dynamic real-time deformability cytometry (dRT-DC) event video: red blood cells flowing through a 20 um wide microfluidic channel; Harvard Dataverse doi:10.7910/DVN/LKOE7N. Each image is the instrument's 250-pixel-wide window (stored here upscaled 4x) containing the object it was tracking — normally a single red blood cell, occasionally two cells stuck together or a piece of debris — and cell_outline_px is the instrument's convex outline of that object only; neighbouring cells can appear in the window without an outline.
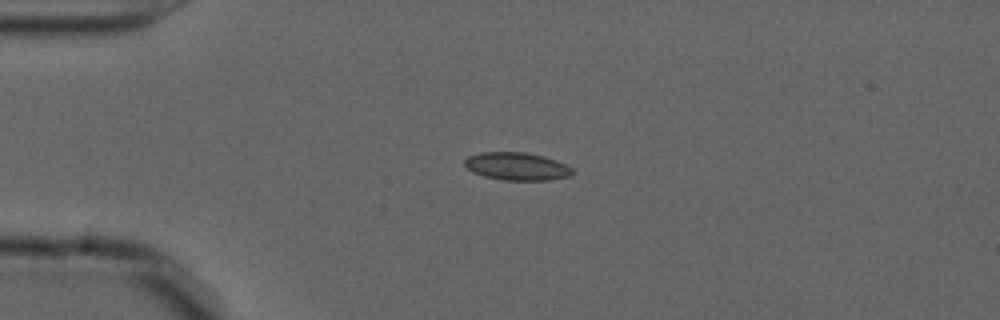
{"species": "common noctule bat (a hibernating species)", "species_latin": "Nyctalus noctula", "temperature_condition": "cold", "stored_images_in_passage": 43, "camera_frame_rate_fps": 3000, "um_per_image_px": 0.085, "animal": {"sex": "male", "forearm_length_mm": 52.5}, "frame": {"image": 1, "passage_image": 1, "time_ms": 0.0, "image_size_px": [1000, 320], "cell_outline_px": [[572, 176], [548, 180], [504, 180], [484, 176], [472, 172], [464, 164], [464, 160], [468, 156], [480, 152], [524, 152], [544, 156], [556, 160], [572, 168]], "centroid_in_image_um": [43.92, 14.13], "position_along_channel_um": 41.1, "area_um2": 17.46}}
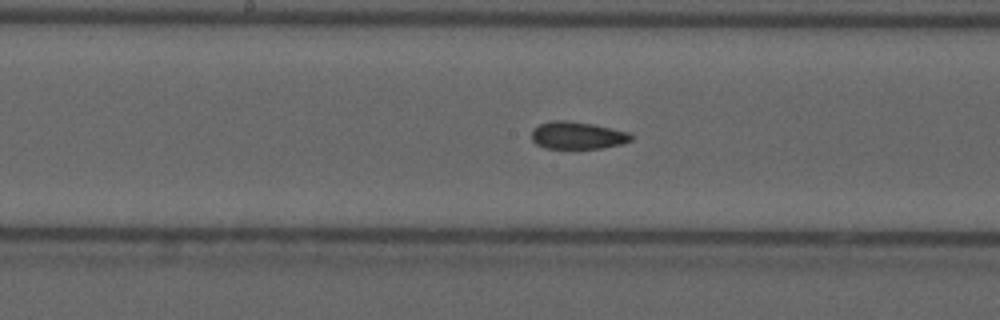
{"frame": {"image": 2, "passage_image": 16, "time_ms": 5.0, "image_size_px": [1000, 320], "cell_outline_px": [[632, 140], [620, 144], [600, 148], [544, 148], [536, 144], [532, 140], [532, 132], [540, 124], [552, 120], [568, 120], [592, 124], [628, 132], [632, 136]], "centroid_in_image_um": [49.06, 11.51], "position_along_channel_um": 199.1, "area_um2": 15.66}}
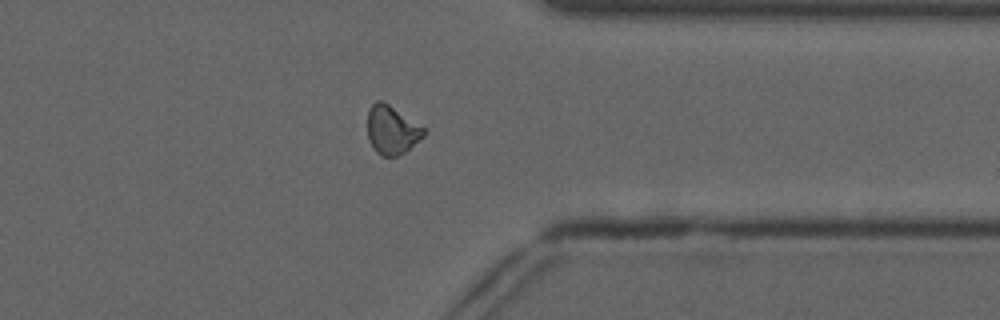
{"frame": {"image": 3, "passage_image": 31, "time_ms": 10.0, "image_size_px": [1000, 320], "cell_outline_px": [[428, 132], [424, 136], [404, 152], [396, 156], [380, 156], [372, 148], [368, 140], [368, 112], [372, 104], [376, 100], [380, 100], [388, 104], [428, 128]], "centroid_in_image_um": [33.33, 11.05], "position_along_channel_um": 378.1, "area_um2": 16.18}, "authors_computed_cell_mechanics": {"area_um2": 16.2996, "velocity_mm_per_s": 3.696, "shape_relaxation_time_tau1_ms": null, "shape_relaxation_time_tau2_ms": 2.3435, "deformation_change_tau1": null, "deformation_change_tau2": 0.0843}}